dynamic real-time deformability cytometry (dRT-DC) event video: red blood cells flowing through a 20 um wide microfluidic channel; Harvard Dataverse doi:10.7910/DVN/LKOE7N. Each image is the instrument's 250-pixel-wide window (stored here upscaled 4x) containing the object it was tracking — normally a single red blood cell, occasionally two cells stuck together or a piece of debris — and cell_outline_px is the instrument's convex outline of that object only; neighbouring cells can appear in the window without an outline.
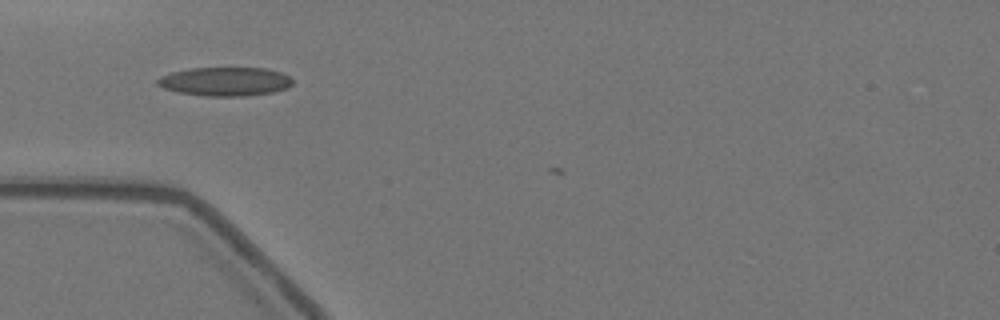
{"species": "Egyptian fruit bat (a non-hibernating species)", "species_latin": "Rousettus aegyptiacus", "temperature_condition": "warm", "stored_images_in_passage": 6, "camera_frame_rate_fps": 3000, "um_per_image_px": 0.085, "animal": {"sex": "female"}, "frame": {"image": 1, "passage_image": 4, "time_ms": 1.0, "image_size_px": [1000, 320], "cell_outline_px": [[292, 84], [288, 88], [272, 92], [244, 96], [204, 96], [180, 92], [164, 88], [156, 84], [156, 80], [160, 76], [172, 72], [188, 68], [268, 68], [280, 72], [288, 76], [292, 80]], "centroid_in_image_um": [19.13, 6.92], "position_along_channel_um": 65.9, "area_um2": 22.66}}